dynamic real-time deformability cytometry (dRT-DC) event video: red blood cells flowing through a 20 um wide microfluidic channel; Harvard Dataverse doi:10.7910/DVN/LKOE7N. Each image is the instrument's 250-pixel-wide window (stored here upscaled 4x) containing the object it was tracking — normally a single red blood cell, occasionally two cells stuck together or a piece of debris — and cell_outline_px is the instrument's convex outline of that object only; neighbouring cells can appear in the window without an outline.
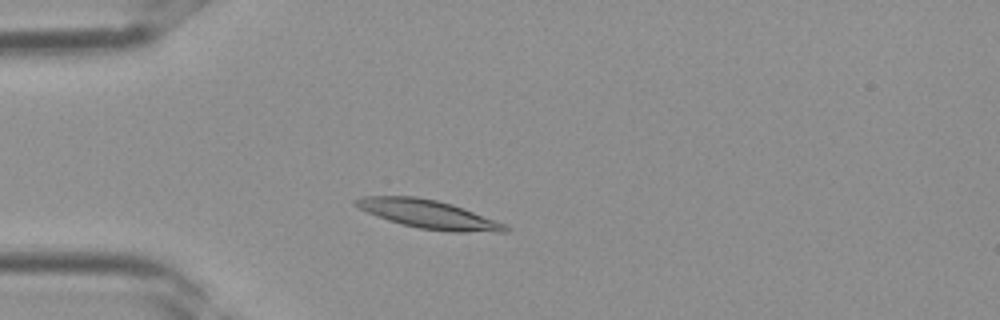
{"species": "Egyptian fruit bat (a non-hibernating species)", "species_latin": "Rousettus aegyptiacus", "temperature_condition": "room temperature", "stored_images_in_passage": 32, "camera_frame_rate_fps": 3000, "um_per_image_px": 0.085, "frame": {"image": 1, "passage_image": 5, "time_ms": 1.333, "image_size_px": [1000, 320], "cell_outline_px": [[512, 228], [508, 232], [452, 232], [420, 228], [400, 224], [388, 220], [368, 212], [352, 204], [352, 200], [364, 196], [416, 196], [436, 200], [452, 204], [464, 208], [496, 220]], "centroid_in_image_um": [36.44, 18.21], "position_along_channel_um": 48.6, "area_um2": 24.85}}
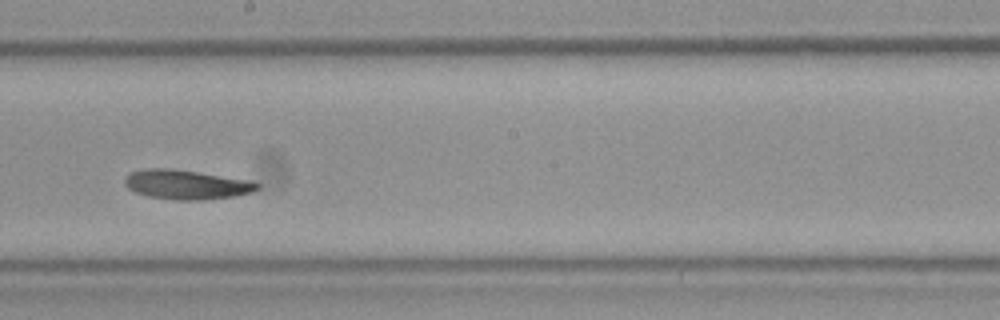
{"frame": {"image": 2, "passage_image": 16, "time_ms": 5.0, "image_size_px": [1000, 320], "cell_outline_px": [[260, 188], [252, 192], [232, 196], [204, 200], [176, 200], [148, 196], [136, 192], [128, 188], [124, 184], [124, 180], [132, 172], [144, 168], [172, 168], [248, 180], [260, 184]], "centroid_in_image_um": [15.83, 15.69], "position_along_channel_um": 232.4, "area_um2": 22.54}}
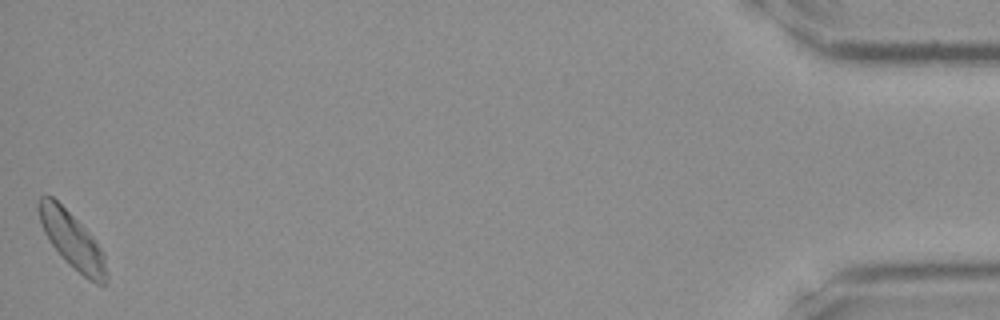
{"frame": {"image": 3, "passage_image": 32, "time_ms": 10.333, "image_size_px": [1000, 320], "cell_outline_px": [[108, 284], [96, 284], [88, 280], [64, 260], [48, 240], [40, 224], [36, 208], [36, 200], [40, 196], [52, 196], [92, 236], [104, 252], [108, 276]], "centroid_in_image_um": [6.12, 20.45], "position_along_channel_um": 429.1, "area_um2": 22.37}}